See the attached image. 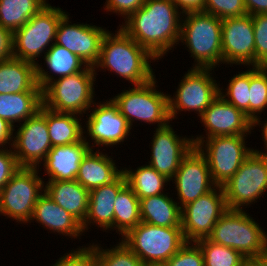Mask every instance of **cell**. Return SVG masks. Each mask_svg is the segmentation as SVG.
Instances as JSON below:
<instances>
[{
	"label": "cell",
	"mask_w": 267,
	"mask_h": 266,
	"mask_svg": "<svg viewBox=\"0 0 267 266\" xmlns=\"http://www.w3.org/2000/svg\"><path fill=\"white\" fill-rule=\"evenodd\" d=\"M114 206V231L122 238L141 222L140 199L126 184L118 192Z\"/></svg>",
	"instance_id": "cell-32"
},
{
	"label": "cell",
	"mask_w": 267,
	"mask_h": 266,
	"mask_svg": "<svg viewBox=\"0 0 267 266\" xmlns=\"http://www.w3.org/2000/svg\"><path fill=\"white\" fill-rule=\"evenodd\" d=\"M13 134L14 128L0 117V149L12 148Z\"/></svg>",
	"instance_id": "cell-45"
},
{
	"label": "cell",
	"mask_w": 267,
	"mask_h": 266,
	"mask_svg": "<svg viewBox=\"0 0 267 266\" xmlns=\"http://www.w3.org/2000/svg\"><path fill=\"white\" fill-rule=\"evenodd\" d=\"M51 148L46 107L42 105L34 116L14 127L12 149L20 167L39 168Z\"/></svg>",
	"instance_id": "cell-15"
},
{
	"label": "cell",
	"mask_w": 267,
	"mask_h": 266,
	"mask_svg": "<svg viewBox=\"0 0 267 266\" xmlns=\"http://www.w3.org/2000/svg\"><path fill=\"white\" fill-rule=\"evenodd\" d=\"M166 266H204V256L196 242H186L180 250L171 256Z\"/></svg>",
	"instance_id": "cell-40"
},
{
	"label": "cell",
	"mask_w": 267,
	"mask_h": 266,
	"mask_svg": "<svg viewBox=\"0 0 267 266\" xmlns=\"http://www.w3.org/2000/svg\"><path fill=\"white\" fill-rule=\"evenodd\" d=\"M85 116L84 139L91 149H112V146L122 145L124 141L131 139V127L111 98L95 101Z\"/></svg>",
	"instance_id": "cell-12"
},
{
	"label": "cell",
	"mask_w": 267,
	"mask_h": 266,
	"mask_svg": "<svg viewBox=\"0 0 267 266\" xmlns=\"http://www.w3.org/2000/svg\"><path fill=\"white\" fill-rule=\"evenodd\" d=\"M46 180V195L83 224L88 210L89 191L77 180Z\"/></svg>",
	"instance_id": "cell-26"
},
{
	"label": "cell",
	"mask_w": 267,
	"mask_h": 266,
	"mask_svg": "<svg viewBox=\"0 0 267 266\" xmlns=\"http://www.w3.org/2000/svg\"><path fill=\"white\" fill-rule=\"evenodd\" d=\"M203 12L220 19L247 14L243 0H205Z\"/></svg>",
	"instance_id": "cell-38"
},
{
	"label": "cell",
	"mask_w": 267,
	"mask_h": 266,
	"mask_svg": "<svg viewBox=\"0 0 267 266\" xmlns=\"http://www.w3.org/2000/svg\"><path fill=\"white\" fill-rule=\"evenodd\" d=\"M127 184L122 173L115 181L89 191L88 210L82 224L83 232L94 226L100 231H114V203L118 192Z\"/></svg>",
	"instance_id": "cell-21"
},
{
	"label": "cell",
	"mask_w": 267,
	"mask_h": 266,
	"mask_svg": "<svg viewBox=\"0 0 267 266\" xmlns=\"http://www.w3.org/2000/svg\"><path fill=\"white\" fill-rule=\"evenodd\" d=\"M262 119L263 118H261V116H259V117H256L252 121V130L256 129L254 127H258V126L261 129V132H262L261 135H262V139H263L262 141L264 142V149L263 150H259V148L258 149L255 148L253 150H255L257 152H260V153L267 154V118H265L264 121Z\"/></svg>",
	"instance_id": "cell-48"
},
{
	"label": "cell",
	"mask_w": 267,
	"mask_h": 266,
	"mask_svg": "<svg viewBox=\"0 0 267 266\" xmlns=\"http://www.w3.org/2000/svg\"><path fill=\"white\" fill-rule=\"evenodd\" d=\"M171 196L167 192L140 199L141 221L160 227H181V208Z\"/></svg>",
	"instance_id": "cell-28"
},
{
	"label": "cell",
	"mask_w": 267,
	"mask_h": 266,
	"mask_svg": "<svg viewBox=\"0 0 267 266\" xmlns=\"http://www.w3.org/2000/svg\"><path fill=\"white\" fill-rule=\"evenodd\" d=\"M42 105V92L0 94V117L14 128L34 116Z\"/></svg>",
	"instance_id": "cell-29"
},
{
	"label": "cell",
	"mask_w": 267,
	"mask_h": 266,
	"mask_svg": "<svg viewBox=\"0 0 267 266\" xmlns=\"http://www.w3.org/2000/svg\"><path fill=\"white\" fill-rule=\"evenodd\" d=\"M159 62L146 48L137 44L121 27L107 31L103 37L100 57L94 70L115 73L133 85L144 84L156 75L151 63ZM98 70V71H97Z\"/></svg>",
	"instance_id": "cell-2"
},
{
	"label": "cell",
	"mask_w": 267,
	"mask_h": 266,
	"mask_svg": "<svg viewBox=\"0 0 267 266\" xmlns=\"http://www.w3.org/2000/svg\"><path fill=\"white\" fill-rule=\"evenodd\" d=\"M248 135L216 136L202 140L196 147L207 160L212 181L223 186L238 171L253 151ZM246 141V142H245Z\"/></svg>",
	"instance_id": "cell-13"
},
{
	"label": "cell",
	"mask_w": 267,
	"mask_h": 266,
	"mask_svg": "<svg viewBox=\"0 0 267 266\" xmlns=\"http://www.w3.org/2000/svg\"><path fill=\"white\" fill-rule=\"evenodd\" d=\"M42 59L44 66L42 63L36 65V82L42 90L55 79L76 74L88 66L76 54L56 43L45 52Z\"/></svg>",
	"instance_id": "cell-25"
},
{
	"label": "cell",
	"mask_w": 267,
	"mask_h": 266,
	"mask_svg": "<svg viewBox=\"0 0 267 266\" xmlns=\"http://www.w3.org/2000/svg\"><path fill=\"white\" fill-rule=\"evenodd\" d=\"M157 84L155 76L144 84L123 89L111 98L131 129L134 128L133 123L138 121L156 125L155 128H162L170 123L168 93L159 91Z\"/></svg>",
	"instance_id": "cell-5"
},
{
	"label": "cell",
	"mask_w": 267,
	"mask_h": 266,
	"mask_svg": "<svg viewBox=\"0 0 267 266\" xmlns=\"http://www.w3.org/2000/svg\"><path fill=\"white\" fill-rule=\"evenodd\" d=\"M205 127L204 134L192 135L196 147L202 140L216 136L250 135L252 120L234 105L225 101L220 95L198 117Z\"/></svg>",
	"instance_id": "cell-17"
},
{
	"label": "cell",
	"mask_w": 267,
	"mask_h": 266,
	"mask_svg": "<svg viewBox=\"0 0 267 266\" xmlns=\"http://www.w3.org/2000/svg\"><path fill=\"white\" fill-rule=\"evenodd\" d=\"M194 59L192 68H217L222 64V19L204 12L184 13L179 45Z\"/></svg>",
	"instance_id": "cell-3"
},
{
	"label": "cell",
	"mask_w": 267,
	"mask_h": 266,
	"mask_svg": "<svg viewBox=\"0 0 267 266\" xmlns=\"http://www.w3.org/2000/svg\"><path fill=\"white\" fill-rule=\"evenodd\" d=\"M183 13L171 0H145L121 27L137 44L157 60L179 46ZM173 48V49H172Z\"/></svg>",
	"instance_id": "cell-1"
},
{
	"label": "cell",
	"mask_w": 267,
	"mask_h": 266,
	"mask_svg": "<svg viewBox=\"0 0 267 266\" xmlns=\"http://www.w3.org/2000/svg\"><path fill=\"white\" fill-rule=\"evenodd\" d=\"M67 13L59 6L44 5L13 33V57L37 65L55 43L58 24Z\"/></svg>",
	"instance_id": "cell-7"
},
{
	"label": "cell",
	"mask_w": 267,
	"mask_h": 266,
	"mask_svg": "<svg viewBox=\"0 0 267 266\" xmlns=\"http://www.w3.org/2000/svg\"><path fill=\"white\" fill-rule=\"evenodd\" d=\"M42 92L36 82V65L11 57L0 61V94Z\"/></svg>",
	"instance_id": "cell-27"
},
{
	"label": "cell",
	"mask_w": 267,
	"mask_h": 266,
	"mask_svg": "<svg viewBox=\"0 0 267 266\" xmlns=\"http://www.w3.org/2000/svg\"><path fill=\"white\" fill-rule=\"evenodd\" d=\"M103 151L105 149H90L79 166L75 180L88 191L115 181L123 173L122 167L116 166L114 157Z\"/></svg>",
	"instance_id": "cell-24"
},
{
	"label": "cell",
	"mask_w": 267,
	"mask_h": 266,
	"mask_svg": "<svg viewBox=\"0 0 267 266\" xmlns=\"http://www.w3.org/2000/svg\"><path fill=\"white\" fill-rule=\"evenodd\" d=\"M90 149L85 139L77 143L53 146L39 167H44L43 174L48 177V181L75 180L81 161Z\"/></svg>",
	"instance_id": "cell-23"
},
{
	"label": "cell",
	"mask_w": 267,
	"mask_h": 266,
	"mask_svg": "<svg viewBox=\"0 0 267 266\" xmlns=\"http://www.w3.org/2000/svg\"><path fill=\"white\" fill-rule=\"evenodd\" d=\"M247 68L246 71L238 72L229 78L226 89L219 86V95L249 117L250 66Z\"/></svg>",
	"instance_id": "cell-35"
},
{
	"label": "cell",
	"mask_w": 267,
	"mask_h": 266,
	"mask_svg": "<svg viewBox=\"0 0 267 266\" xmlns=\"http://www.w3.org/2000/svg\"><path fill=\"white\" fill-rule=\"evenodd\" d=\"M222 63L230 67L255 66L252 15L222 19Z\"/></svg>",
	"instance_id": "cell-19"
},
{
	"label": "cell",
	"mask_w": 267,
	"mask_h": 266,
	"mask_svg": "<svg viewBox=\"0 0 267 266\" xmlns=\"http://www.w3.org/2000/svg\"><path fill=\"white\" fill-rule=\"evenodd\" d=\"M171 181L175 186L180 208L216 186L212 181L206 158L195 146L183 158Z\"/></svg>",
	"instance_id": "cell-20"
},
{
	"label": "cell",
	"mask_w": 267,
	"mask_h": 266,
	"mask_svg": "<svg viewBox=\"0 0 267 266\" xmlns=\"http://www.w3.org/2000/svg\"><path fill=\"white\" fill-rule=\"evenodd\" d=\"M96 80L94 67L90 66L76 74L55 79L42 90L43 106L83 117L97 99Z\"/></svg>",
	"instance_id": "cell-6"
},
{
	"label": "cell",
	"mask_w": 267,
	"mask_h": 266,
	"mask_svg": "<svg viewBox=\"0 0 267 266\" xmlns=\"http://www.w3.org/2000/svg\"><path fill=\"white\" fill-rule=\"evenodd\" d=\"M184 14L188 12H203L205 0H171Z\"/></svg>",
	"instance_id": "cell-46"
},
{
	"label": "cell",
	"mask_w": 267,
	"mask_h": 266,
	"mask_svg": "<svg viewBox=\"0 0 267 266\" xmlns=\"http://www.w3.org/2000/svg\"><path fill=\"white\" fill-rule=\"evenodd\" d=\"M243 2L249 15L267 13V0H243Z\"/></svg>",
	"instance_id": "cell-47"
},
{
	"label": "cell",
	"mask_w": 267,
	"mask_h": 266,
	"mask_svg": "<svg viewBox=\"0 0 267 266\" xmlns=\"http://www.w3.org/2000/svg\"><path fill=\"white\" fill-rule=\"evenodd\" d=\"M146 266H166L165 264H150V265H146Z\"/></svg>",
	"instance_id": "cell-50"
},
{
	"label": "cell",
	"mask_w": 267,
	"mask_h": 266,
	"mask_svg": "<svg viewBox=\"0 0 267 266\" xmlns=\"http://www.w3.org/2000/svg\"><path fill=\"white\" fill-rule=\"evenodd\" d=\"M82 116L73 113H60L46 108V122L50 142L53 146H62L80 142L84 139Z\"/></svg>",
	"instance_id": "cell-30"
},
{
	"label": "cell",
	"mask_w": 267,
	"mask_h": 266,
	"mask_svg": "<svg viewBox=\"0 0 267 266\" xmlns=\"http://www.w3.org/2000/svg\"><path fill=\"white\" fill-rule=\"evenodd\" d=\"M13 57V33L0 26V61Z\"/></svg>",
	"instance_id": "cell-44"
},
{
	"label": "cell",
	"mask_w": 267,
	"mask_h": 266,
	"mask_svg": "<svg viewBox=\"0 0 267 266\" xmlns=\"http://www.w3.org/2000/svg\"><path fill=\"white\" fill-rule=\"evenodd\" d=\"M227 210L222 186H215L211 191L183 206L181 227L185 241L196 242L207 238Z\"/></svg>",
	"instance_id": "cell-14"
},
{
	"label": "cell",
	"mask_w": 267,
	"mask_h": 266,
	"mask_svg": "<svg viewBox=\"0 0 267 266\" xmlns=\"http://www.w3.org/2000/svg\"><path fill=\"white\" fill-rule=\"evenodd\" d=\"M131 168L130 165L128 168L123 167V174L127 185L139 199L167 193L166 186L168 187V184L171 186L169 179L148 164L138 166L135 170Z\"/></svg>",
	"instance_id": "cell-31"
},
{
	"label": "cell",
	"mask_w": 267,
	"mask_h": 266,
	"mask_svg": "<svg viewBox=\"0 0 267 266\" xmlns=\"http://www.w3.org/2000/svg\"><path fill=\"white\" fill-rule=\"evenodd\" d=\"M262 258L267 262V251H266V253L262 256Z\"/></svg>",
	"instance_id": "cell-51"
},
{
	"label": "cell",
	"mask_w": 267,
	"mask_h": 266,
	"mask_svg": "<svg viewBox=\"0 0 267 266\" xmlns=\"http://www.w3.org/2000/svg\"><path fill=\"white\" fill-rule=\"evenodd\" d=\"M196 243L204 256V266H242L246 257L233 248L203 238Z\"/></svg>",
	"instance_id": "cell-36"
},
{
	"label": "cell",
	"mask_w": 267,
	"mask_h": 266,
	"mask_svg": "<svg viewBox=\"0 0 267 266\" xmlns=\"http://www.w3.org/2000/svg\"><path fill=\"white\" fill-rule=\"evenodd\" d=\"M93 246L95 266H145L139 257L121 240L110 248L99 243ZM101 245V246H100Z\"/></svg>",
	"instance_id": "cell-34"
},
{
	"label": "cell",
	"mask_w": 267,
	"mask_h": 266,
	"mask_svg": "<svg viewBox=\"0 0 267 266\" xmlns=\"http://www.w3.org/2000/svg\"><path fill=\"white\" fill-rule=\"evenodd\" d=\"M145 0H106L105 4L103 5V10L106 13L109 12L110 14H116L119 17H122L121 20L124 21L135 11L140 9Z\"/></svg>",
	"instance_id": "cell-42"
},
{
	"label": "cell",
	"mask_w": 267,
	"mask_h": 266,
	"mask_svg": "<svg viewBox=\"0 0 267 266\" xmlns=\"http://www.w3.org/2000/svg\"><path fill=\"white\" fill-rule=\"evenodd\" d=\"M170 122L162 128H154L149 147L151 150L148 165L170 181L174 178L183 158L194 147L192 136L178 135Z\"/></svg>",
	"instance_id": "cell-18"
},
{
	"label": "cell",
	"mask_w": 267,
	"mask_h": 266,
	"mask_svg": "<svg viewBox=\"0 0 267 266\" xmlns=\"http://www.w3.org/2000/svg\"><path fill=\"white\" fill-rule=\"evenodd\" d=\"M255 36V66L267 64V13L252 15Z\"/></svg>",
	"instance_id": "cell-39"
},
{
	"label": "cell",
	"mask_w": 267,
	"mask_h": 266,
	"mask_svg": "<svg viewBox=\"0 0 267 266\" xmlns=\"http://www.w3.org/2000/svg\"><path fill=\"white\" fill-rule=\"evenodd\" d=\"M36 223L42 225L48 233H55L71 238L75 241L81 239L85 235L82 229V224L70 213L65 211L61 206L54 202L44 193L36 202L32 217L29 224Z\"/></svg>",
	"instance_id": "cell-22"
},
{
	"label": "cell",
	"mask_w": 267,
	"mask_h": 266,
	"mask_svg": "<svg viewBox=\"0 0 267 266\" xmlns=\"http://www.w3.org/2000/svg\"><path fill=\"white\" fill-rule=\"evenodd\" d=\"M213 70V71H212ZM214 68H191L178 82L177 90L168 94L169 116L178 119L181 112H194L199 117L219 95L220 82Z\"/></svg>",
	"instance_id": "cell-10"
},
{
	"label": "cell",
	"mask_w": 267,
	"mask_h": 266,
	"mask_svg": "<svg viewBox=\"0 0 267 266\" xmlns=\"http://www.w3.org/2000/svg\"><path fill=\"white\" fill-rule=\"evenodd\" d=\"M249 118L253 121L267 110V70L250 66Z\"/></svg>",
	"instance_id": "cell-37"
},
{
	"label": "cell",
	"mask_w": 267,
	"mask_h": 266,
	"mask_svg": "<svg viewBox=\"0 0 267 266\" xmlns=\"http://www.w3.org/2000/svg\"><path fill=\"white\" fill-rule=\"evenodd\" d=\"M19 168L13 149H0V190Z\"/></svg>",
	"instance_id": "cell-43"
},
{
	"label": "cell",
	"mask_w": 267,
	"mask_h": 266,
	"mask_svg": "<svg viewBox=\"0 0 267 266\" xmlns=\"http://www.w3.org/2000/svg\"><path fill=\"white\" fill-rule=\"evenodd\" d=\"M246 211L228 209L207 238L239 251L246 258H260L267 251V232Z\"/></svg>",
	"instance_id": "cell-4"
},
{
	"label": "cell",
	"mask_w": 267,
	"mask_h": 266,
	"mask_svg": "<svg viewBox=\"0 0 267 266\" xmlns=\"http://www.w3.org/2000/svg\"><path fill=\"white\" fill-rule=\"evenodd\" d=\"M47 3L48 0H0V26L14 33Z\"/></svg>",
	"instance_id": "cell-33"
},
{
	"label": "cell",
	"mask_w": 267,
	"mask_h": 266,
	"mask_svg": "<svg viewBox=\"0 0 267 266\" xmlns=\"http://www.w3.org/2000/svg\"><path fill=\"white\" fill-rule=\"evenodd\" d=\"M222 187L228 209L251 208L267 192V154L253 150Z\"/></svg>",
	"instance_id": "cell-11"
},
{
	"label": "cell",
	"mask_w": 267,
	"mask_h": 266,
	"mask_svg": "<svg viewBox=\"0 0 267 266\" xmlns=\"http://www.w3.org/2000/svg\"><path fill=\"white\" fill-rule=\"evenodd\" d=\"M242 266H267V262L262 258H246Z\"/></svg>",
	"instance_id": "cell-49"
},
{
	"label": "cell",
	"mask_w": 267,
	"mask_h": 266,
	"mask_svg": "<svg viewBox=\"0 0 267 266\" xmlns=\"http://www.w3.org/2000/svg\"><path fill=\"white\" fill-rule=\"evenodd\" d=\"M121 239L143 264H165L186 243L182 227H160L140 222Z\"/></svg>",
	"instance_id": "cell-9"
},
{
	"label": "cell",
	"mask_w": 267,
	"mask_h": 266,
	"mask_svg": "<svg viewBox=\"0 0 267 266\" xmlns=\"http://www.w3.org/2000/svg\"><path fill=\"white\" fill-rule=\"evenodd\" d=\"M50 264L51 266H95V257L93 246L87 243V246H79L75 250H69L63 256ZM49 265V266H50Z\"/></svg>",
	"instance_id": "cell-41"
},
{
	"label": "cell",
	"mask_w": 267,
	"mask_h": 266,
	"mask_svg": "<svg viewBox=\"0 0 267 266\" xmlns=\"http://www.w3.org/2000/svg\"><path fill=\"white\" fill-rule=\"evenodd\" d=\"M69 15L67 13L60 20L55 43L76 54L88 66L94 67L100 57L103 37L109 29L92 23L72 24Z\"/></svg>",
	"instance_id": "cell-16"
},
{
	"label": "cell",
	"mask_w": 267,
	"mask_h": 266,
	"mask_svg": "<svg viewBox=\"0 0 267 266\" xmlns=\"http://www.w3.org/2000/svg\"><path fill=\"white\" fill-rule=\"evenodd\" d=\"M42 167H20L0 190V216L28 225L37 200L45 193Z\"/></svg>",
	"instance_id": "cell-8"
}]
</instances>
